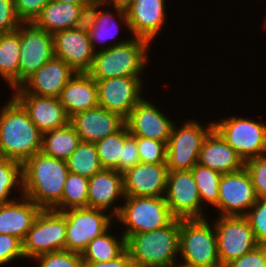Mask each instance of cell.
Here are the masks:
<instances>
[{"instance_id":"cell-1","label":"cell","mask_w":266,"mask_h":267,"mask_svg":"<svg viewBox=\"0 0 266 267\" xmlns=\"http://www.w3.org/2000/svg\"><path fill=\"white\" fill-rule=\"evenodd\" d=\"M43 133L12 96L0 109V157L23 164L42 149Z\"/></svg>"},{"instance_id":"cell-2","label":"cell","mask_w":266,"mask_h":267,"mask_svg":"<svg viewBox=\"0 0 266 267\" xmlns=\"http://www.w3.org/2000/svg\"><path fill=\"white\" fill-rule=\"evenodd\" d=\"M68 174L66 160L40 151L22 164L23 195L41 209H53L61 201Z\"/></svg>"},{"instance_id":"cell-3","label":"cell","mask_w":266,"mask_h":267,"mask_svg":"<svg viewBox=\"0 0 266 267\" xmlns=\"http://www.w3.org/2000/svg\"><path fill=\"white\" fill-rule=\"evenodd\" d=\"M151 43L143 38L119 39L107 44L95 53L90 70L87 72L95 80L115 77H142L148 59L147 51ZM147 55V56H146Z\"/></svg>"},{"instance_id":"cell-4","label":"cell","mask_w":266,"mask_h":267,"mask_svg":"<svg viewBox=\"0 0 266 267\" xmlns=\"http://www.w3.org/2000/svg\"><path fill=\"white\" fill-rule=\"evenodd\" d=\"M180 219L151 232L126 238L128 251L135 267H175L179 255Z\"/></svg>"},{"instance_id":"cell-5","label":"cell","mask_w":266,"mask_h":267,"mask_svg":"<svg viewBox=\"0 0 266 267\" xmlns=\"http://www.w3.org/2000/svg\"><path fill=\"white\" fill-rule=\"evenodd\" d=\"M205 219L180 220V265L191 267H221L214 224Z\"/></svg>"},{"instance_id":"cell-6","label":"cell","mask_w":266,"mask_h":267,"mask_svg":"<svg viewBox=\"0 0 266 267\" xmlns=\"http://www.w3.org/2000/svg\"><path fill=\"white\" fill-rule=\"evenodd\" d=\"M124 205L115 217L126 226L121 234L130 235L151 232L168 226L175 218L172 216L164 196L125 197Z\"/></svg>"},{"instance_id":"cell-7","label":"cell","mask_w":266,"mask_h":267,"mask_svg":"<svg viewBox=\"0 0 266 267\" xmlns=\"http://www.w3.org/2000/svg\"><path fill=\"white\" fill-rule=\"evenodd\" d=\"M65 243V214L54 209H42L22 241L23 254L32 260L45 253L65 250Z\"/></svg>"},{"instance_id":"cell-8","label":"cell","mask_w":266,"mask_h":267,"mask_svg":"<svg viewBox=\"0 0 266 267\" xmlns=\"http://www.w3.org/2000/svg\"><path fill=\"white\" fill-rule=\"evenodd\" d=\"M213 128L246 160L266 154V124L230 116L213 122Z\"/></svg>"},{"instance_id":"cell-9","label":"cell","mask_w":266,"mask_h":267,"mask_svg":"<svg viewBox=\"0 0 266 267\" xmlns=\"http://www.w3.org/2000/svg\"><path fill=\"white\" fill-rule=\"evenodd\" d=\"M199 123L194 120H186L179 127L175 123L173 124L167 143L168 171L191 170L198 163L203 141L213 129V122L207 126Z\"/></svg>"},{"instance_id":"cell-10","label":"cell","mask_w":266,"mask_h":267,"mask_svg":"<svg viewBox=\"0 0 266 267\" xmlns=\"http://www.w3.org/2000/svg\"><path fill=\"white\" fill-rule=\"evenodd\" d=\"M62 212L66 218L65 250L71 252L82 254L91 241L112 226L113 216L104 210L73 208Z\"/></svg>"},{"instance_id":"cell-11","label":"cell","mask_w":266,"mask_h":267,"mask_svg":"<svg viewBox=\"0 0 266 267\" xmlns=\"http://www.w3.org/2000/svg\"><path fill=\"white\" fill-rule=\"evenodd\" d=\"M166 203L175 219H205L199 190L191 170L168 171ZM203 208V209H202Z\"/></svg>"},{"instance_id":"cell-12","label":"cell","mask_w":266,"mask_h":267,"mask_svg":"<svg viewBox=\"0 0 266 267\" xmlns=\"http://www.w3.org/2000/svg\"><path fill=\"white\" fill-rule=\"evenodd\" d=\"M214 228L221 265L238 259L259 245L245 216H219Z\"/></svg>"},{"instance_id":"cell-13","label":"cell","mask_w":266,"mask_h":267,"mask_svg":"<svg viewBox=\"0 0 266 267\" xmlns=\"http://www.w3.org/2000/svg\"><path fill=\"white\" fill-rule=\"evenodd\" d=\"M54 57L53 36L34 23L20 26L19 86Z\"/></svg>"},{"instance_id":"cell-14","label":"cell","mask_w":266,"mask_h":267,"mask_svg":"<svg viewBox=\"0 0 266 267\" xmlns=\"http://www.w3.org/2000/svg\"><path fill=\"white\" fill-rule=\"evenodd\" d=\"M218 193L219 216H245L258 199L245 167L222 174Z\"/></svg>"},{"instance_id":"cell-15","label":"cell","mask_w":266,"mask_h":267,"mask_svg":"<svg viewBox=\"0 0 266 267\" xmlns=\"http://www.w3.org/2000/svg\"><path fill=\"white\" fill-rule=\"evenodd\" d=\"M98 87L100 107L126 118L131 110L144 98L141 77H115L95 80Z\"/></svg>"},{"instance_id":"cell-16","label":"cell","mask_w":266,"mask_h":267,"mask_svg":"<svg viewBox=\"0 0 266 267\" xmlns=\"http://www.w3.org/2000/svg\"><path fill=\"white\" fill-rule=\"evenodd\" d=\"M54 57L64 60L76 73H87L95 57L86 25L54 33Z\"/></svg>"},{"instance_id":"cell-17","label":"cell","mask_w":266,"mask_h":267,"mask_svg":"<svg viewBox=\"0 0 266 267\" xmlns=\"http://www.w3.org/2000/svg\"><path fill=\"white\" fill-rule=\"evenodd\" d=\"M75 73L64 60L53 57L13 92L15 91L14 94L59 98L62 89Z\"/></svg>"},{"instance_id":"cell-18","label":"cell","mask_w":266,"mask_h":267,"mask_svg":"<svg viewBox=\"0 0 266 267\" xmlns=\"http://www.w3.org/2000/svg\"><path fill=\"white\" fill-rule=\"evenodd\" d=\"M167 163H142L123 173L125 197H161L167 185Z\"/></svg>"},{"instance_id":"cell-19","label":"cell","mask_w":266,"mask_h":267,"mask_svg":"<svg viewBox=\"0 0 266 267\" xmlns=\"http://www.w3.org/2000/svg\"><path fill=\"white\" fill-rule=\"evenodd\" d=\"M174 122L155 104L143 98L125 118V125L133 136L168 143Z\"/></svg>"},{"instance_id":"cell-20","label":"cell","mask_w":266,"mask_h":267,"mask_svg":"<svg viewBox=\"0 0 266 267\" xmlns=\"http://www.w3.org/2000/svg\"><path fill=\"white\" fill-rule=\"evenodd\" d=\"M70 123L81 141L95 143L119 131L125 125V118L98 106L74 114Z\"/></svg>"},{"instance_id":"cell-21","label":"cell","mask_w":266,"mask_h":267,"mask_svg":"<svg viewBox=\"0 0 266 267\" xmlns=\"http://www.w3.org/2000/svg\"><path fill=\"white\" fill-rule=\"evenodd\" d=\"M165 2L166 0H133L126 10L132 36L152 43L165 23Z\"/></svg>"},{"instance_id":"cell-22","label":"cell","mask_w":266,"mask_h":267,"mask_svg":"<svg viewBox=\"0 0 266 267\" xmlns=\"http://www.w3.org/2000/svg\"><path fill=\"white\" fill-rule=\"evenodd\" d=\"M120 198H125L123 173L113 169H102L89 178L87 208L110 210L109 212L114 218L118 215L121 207L112 206Z\"/></svg>"},{"instance_id":"cell-23","label":"cell","mask_w":266,"mask_h":267,"mask_svg":"<svg viewBox=\"0 0 266 267\" xmlns=\"http://www.w3.org/2000/svg\"><path fill=\"white\" fill-rule=\"evenodd\" d=\"M27 110L30 119L44 133L61 128L70 122L59 98L41 97L32 94H13Z\"/></svg>"},{"instance_id":"cell-24","label":"cell","mask_w":266,"mask_h":267,"mask_svg":"<svg viewBox=\"0 0 266 267\" xmlns=\"http://www.w3.org/2000/svg\"><path fill=\"white\" fill-rule=\"evenodd\" d=\"M198 163L221 174L239 171L244 167L243 159L214 128L203 141Z\"/></svg>"},{"instance_id":"cell-25","label":"cell","mask_w":266,"mask_h":267,"mask_svg":"<svg viewBox=\"0 0 266 267\" xmlns=\"http://www.w3.org/2000/svg\"><path fill=\"white\" fill-rule=\"evenodd\" d=\"M42 209L26 196L0 204V234L25 238Z\"/></svg>"},{"instance_id":"cell-26","label":"cell","mask_w":266,"mask_h":267,"mask_svg":"<svg viewBox=\"0 0 266 267\" xmlns=\"http://www.w3.org/2000/svg\"><path fill=\"white\" fill-rule=\"evenodd\" d=\"M59 101L69 117L98 107V87L95 79L88 73H75L62 89Z\"/></svg>"},{"instance_id":"cell-27","label":"cell","mask_w":266,"mask_h":267,"mask_svg":"<svg viewBox=\"0 0 266 267\" xmlns=\"http://www.w3.org/2000/svg\"><path fill=\"white\" fill-rule=\"evenodd\" d=\"M87 14L82 6L51 0L33 23L53 35L62 30L84 25Z\"/></svg>"},{"instance_id":"cell-28","label":"cell","mask_w":266,"mask_h":267,"mask_svg":"<svg viewBox=\"0 0 266 267\" xmlns=\"http://www.w3.org/2000/svg\"><path fill=\"white\" fill-rule=\"evenodd\" d=\"M102 7V5L92 3L88 10L85 23L95 52L99 51V49L97 50L96 48L97 42L100 44V42H106L107 39L113 40L116 38L117 32H120L117 30L121 22L122 25L125 24L129 29L126 11L114 8L116 16L118 17H116V19H118L116 20L113 12H110V10L109 12L101 10Z\"/></svg>"},{"instance_id":"cell-29","label":"cell","mask_w":266,"mask_h":267,"mask_svg":"<svg viewBox=\"0 0 266 267\" xmlns=\"http://www.w3.org/2000/svg\"><path fill=\"white\" fill-rule=\"evenodd\" d=\"M20 27L0 34V77L13 90L19 87Z\"/></svg>"},{"instance_id":"cell-30","label":"cell","mask_w":266,"mask_h":267,"mask_svg":"<svg viewBox=\"0 0 266 267\" xmlns=\"http://www.w3.org/2000/svg\"><path fill=\"white\" fill-rule=\"evenodd\" d=\"M81 142L73 125H67L43 133L41 151L54 158L67 160Z\"/></svg>"},{"instance_id":"cell-31","label":"cell","mask_w":266,"mask_h":267,"mask_svg":"<svg viewBox=\"0 0 266 267\" xmlns=\"http://www.w3.org/2000/svg\"><path fill=\"white\" fill-rule=\"evenodd\" d=\"M108 233L109 229L87 245L81 254L84 262H108L126 250V238L123 235L118 238Z\"/></svg>"},{"instance_id":"cell-32","label":"cell","mask_w":266,"mask_h":267,"mask_svg":"<svg viewBox=\"0 0 266 267\" xmlns=\"http://www.w3.org/2000/svg\"><path fill=\"white\" fill-rule=\"evenodd\" d=\"M66 161L69 172L87 178H91L103 169L99 161L96 145L93 142L81 141L77 149Z\"/></svg>"},{"instance_id":"cell-33","label":"cell","mask_w":266,"mask_h":267,"mask_svg":"<svg viewBox=\"0 0 266 267\" xmlns=\"http://www.w3.org/2000/svg\"><path fill=\"white\" fill-rule=\"evenodd\" d=\"M88 186L89 178L69 172L61 201L53 209L62 212L73 208H87Z\"/></svg>"},{"instance_id":"cell-34","label":"cell","mask_w":266,"mask_h":267,"mask_svg":"<svg viewBox=\"0 0 266 267\" xmlns=\"http://www.w3.org/2000/svg\"><path fill=\"white\" fill-rule=\"evenodd\" d=\"M130 135L124 125L119 131L95 142L99 161L103 169H113L119 172V161L122 157L125 139Z\"/></svg>"},{"instance_id":"cell-35","label":"cell","mask_w":266,"mask_h":267,"mask_svg":"<svg viewBox=\"0 0 266 267\" xmlns=\"http://www.w3.org/2000/svg\"><path fill=\"white\" fill-rule=\"evenodd\" d=\"M191 171L199 190L201 203L206 201V203L208 202L216 206L219 198L218 188L222 174L199 163H196Z\"/></svg>"},{"instance_id":"cell-36","label":"cell","mask_w":266,"mask_h":267,"mask_svg":"<svg viewBox=\"0 0 266 267\" xmlns=\"http://www.w3.org/2000/svg\"><path fill=\"white\" fill-rule=\"evenodd\" d=\"M20 189L23 196L22 164L7 158L0 157V204L14 200L9 196L13 189ZM20 187V188H19Z\"/></svg>"},{"instance_id":"cell-37","label":"cell","mask_w":266,"mask_h":267,"mask_svg":"<svg viewBox=\"0 0 266 267\" xmlns=\"http://www.w3.org/2000/svg\"><path fill=\"white\" fill-rule=\"evenodd\" d=\"M139 159L142 163H166L167 143L137 136Z\"/></svg>"},{"instance_id":"cell-38","label":"cell","mask_w":266,"mask_h":267,"mask_svg":"<svg viewBox=\"0 0 266 267\" xmlns=\"http://www.w3.org/2000/svg\"><path fill=\"white\" fill-rule=\"evenodd\" d=\"M38 261V267H83V259L80 253L61 250L45 253L34 258Z\"/></svg>"},{"instance_id":"cell-39","label":"cell","mask_w":266,"mask_h":267,"mask_svg":"<svg viewBox=\"0 0 266 267\" xmlns=\"http://www.w3.org/2000/svg\"><path fill=\"white\" fill-rule=\"evenodd\" d=\"M258 199L266 198V154L244 162Z\"/></svg>"},{"instance_id":"cell-40","label":"cell","mask_w":266,"mask_h":267,"mask_svg":"<svg viewBox=\"0 0 266 267\" xmlns=\"http://www.w3.org/2000/svg\"><path fill=\"white\" fill-rule=\"evenodd\" d=\"M257 242L266 245V198L257 199L245 214Z\"/></svg>"},{"instance_id":"cell-41","label":"cell","mask_w":266,"mask_h":267,"mask_svg":"<svg viewBox=\"0 0 266 267\" xmlns=\"http://www.w3.org/2000/svg\"><path fill=\"white\" fill-rule=\"evenodd\" d=\"M18 258H25L22 241L12 235L0 234V266L6 265Z\"/></svg>"},{"instance_id":"cell-42","label":"cell","mask_w":266,"mask_h":267,"mask_svg":"<svg viewBox=\"0 0 266 267\" xmlns=\"http://www.w3.org/2000/svg\"><path fill=\"white\" fill-rule=\"evenodd\" d=\"M21 24L14 0H0V34L16 31Z\"/></svg>"},{"instance_id":"cell-43","label":"cell","mask_w":266,"mask_h":267,"mask_svg":"<svg viewBox=\"0 0 266 267\" xmlns=\"http://www.w3.org/2000/svg\"><path fill=\"white\" fill-rule=\"evenodd\" d=\"M51 0H14L15 10L22 23H33Z\"/></svg>"},{"instance_id":"cell-44","label":"cell","mask_w":266,"mask_h":267,"mask_svg":"<svg viewBox=\"0 0 266 267\" xmlns=\"http://www.w3.org/2000/svg\"><path fill=\"white\" fill-rule=\"evenodd\" d=\"M221 267H266V245L259 244L247 254Z\"/></svg>"},{"instance_id":"cell-45","label":"cell","mask_w":266,"mask_h":267,"mask_svg":"<svg viewBox=\"0 0 266 267\" xmlns=\"http://www.w3.org/2000/svg\"><path fill=\"white\" fill-rule=\"evenodd\" d=\"M139 162L137 136L130 134L125 139L122 157H120L119 161V172L124 173L127 169L133 168Z\"/></svg>"},{"instance_id":"cell-46","label":"cell","mask_w":266,"mask_h":267,"mask_svg":"<svg viewBox=\"0 0 266 267\" xmlns=\"http://www.w3.org/2000/svg\"><path fill=\"white\" fill-rule=\"evenodd\" d=\"M83 267H135V265L128 251L125 250L120 256L113 260L96 263L84 262Z\"/></svg>"},{"instance_id":"cell-47","label":"cell","mask_w":266,"mask_h":267,"mask_svg":"<svg viewBox=\"0 0 266 267\" xmlns=\"http://www.w3.org/2000/svg\"><path fill=\"white\" fill-rule=\"evenodd\" d=\"M133 2V0H92V3L95 4H99L102 5L103 8H105L104 6L109 4H111V6L120 10H124L126 11L129 6L131 5V3Z\"/></svg>"},{"instance_id":"cell-48","label":"cell","mask_w":266,"mask_h":267,"mask_svg":"<svg viewBox=\"0 0 266 267\" xmlns=\"http://www.w3.org/2000/svg\"><path fill=\"white\" fill-rule=\"evenodd\" d=\"M54 1L82 6L87 12L92 5V0H54Z\"/></svg>"},{"instance_id":"cell-49","label":"cell","mask_w":266,"mask_h":267,"mask_svg":"<svg viewBox=\"0 0 266 267\" xmlns=\"http://www.w3.org/2000/svg\"><path fill=\"white\" fill-rule=\"evenodd\" d=\"M175 267H191V266H185V265L177 264V266H175Z\"/></svg>"},{"instance_id":"cell-50","label":"cell","mask_w":266,"mask_h":267,"mask_svg":"<svg viewBox=\"0 0 266 267\" xmlns=\"http://www.w3.org/2000/svg\"><path fill=\"white\" fill-rule=\"evenodd\" d=\"M266 17V16H265ZM264 27H266V18H265V20H264Z\"/></svg>"}]
</instances>
